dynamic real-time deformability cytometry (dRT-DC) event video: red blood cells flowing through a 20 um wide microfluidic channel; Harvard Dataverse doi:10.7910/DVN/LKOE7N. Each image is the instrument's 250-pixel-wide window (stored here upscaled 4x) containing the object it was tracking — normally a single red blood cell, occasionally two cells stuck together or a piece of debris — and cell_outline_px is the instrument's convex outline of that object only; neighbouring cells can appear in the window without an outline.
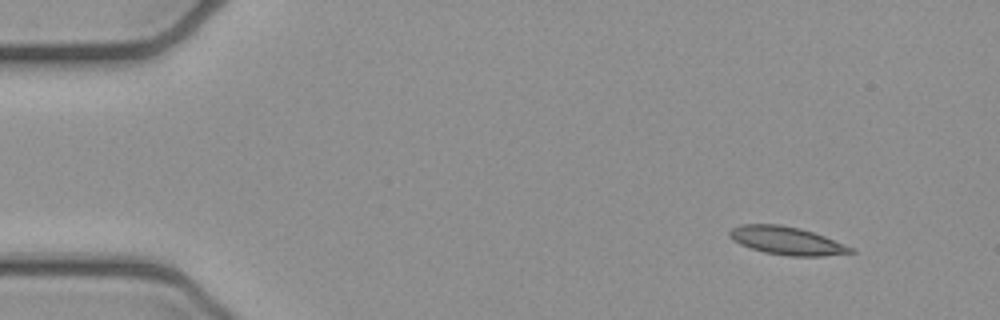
{"species": "common noctule bat (a hibernating species)", "species_latin": "Nyctalus noctula", "temperature_condition": "cold", "stored_images_in_passage": 48, "camera_frame_rate_fps": 3000, "um_per_image_px": 0.085, "animal": {"sex": "female", "body_mass_g": 21.9}, "frame": {"image": 1, "passage_image": 1, "time_ms": 0.0, "image_size_px": [1000, 320], "cell_outline_px": [[856, 252], [824, 256], [788, 256], [764, 252], [740, 244], [732, 240], [728, 236], [728, 232], [732, 228], [740, 224], [780, 224], [800, 228], [824, 236], [852, 248]], "centroid_in_image_um": [66.82, 20.45], "position_along_channel_um": 18.2, "area_um2": 19.71}}
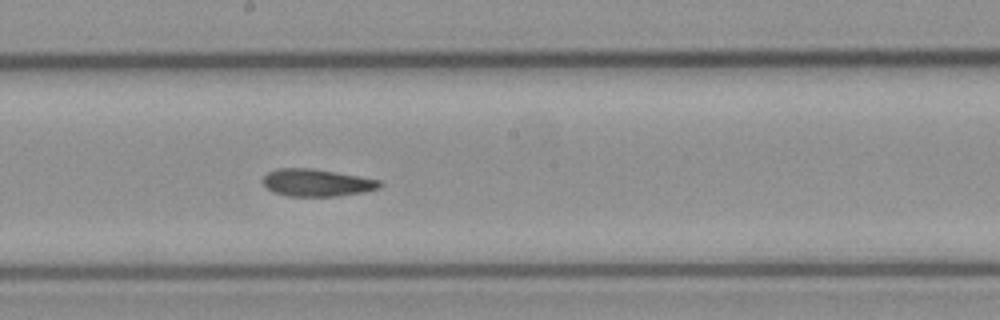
{"frame": {"image": 2, "passage_image": 24, "time_ms": 7.667, "image_size_px": [1000, 320], "cell_outline_px": [[384, 184], [380, 188], [364, 192], [336, 196], [288, 196], [272, 192], [260, 180], [268, 172], [276, 168], [312, 168], [336, 172], [380, 180]], "centroid_in_image_um": [26.92, 15.53], "position_along_channel_um": 221.3, "area_um2": 18.73}}
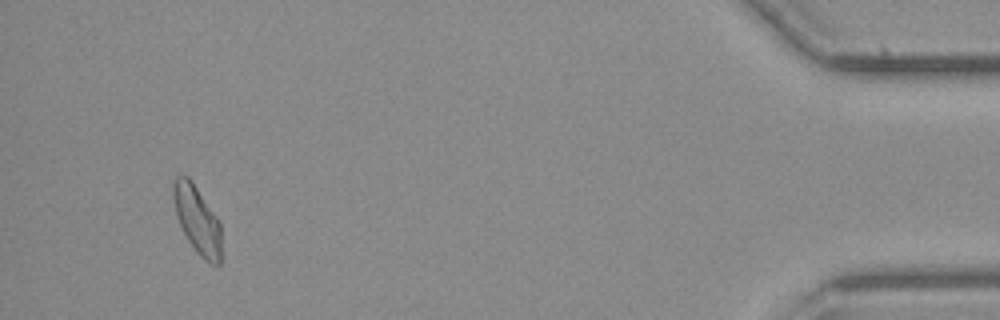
{"frame": {"image": 3, "passage_image": 45, "time_ms": 14.667, "image_size_px": [1000, 320], "cell_outline_px": [[220, 264], [216, 268], [204, 260], [196, 252], [188, 240], [180, 224], [176, 212], [172, 196], [172, 184], [176, 176], [188, 176], [220, 220]], "centroid_in_image_um": [16.77, 18.7], "position_along_channel_um": 418.4, "area_um2": 18.96}, "authors_computed_cell_mechanics": {"area_um2": 19.3052, "velocity_mm_per_s": 3.9204, "shape_relaxation_time_tau1_ms": 7.8709, "shape_relaxation_time_tau2_ms": 6.6717, "deformation_change_tau1": 0.1666, "deformation_change_tau2": 0.1192}}